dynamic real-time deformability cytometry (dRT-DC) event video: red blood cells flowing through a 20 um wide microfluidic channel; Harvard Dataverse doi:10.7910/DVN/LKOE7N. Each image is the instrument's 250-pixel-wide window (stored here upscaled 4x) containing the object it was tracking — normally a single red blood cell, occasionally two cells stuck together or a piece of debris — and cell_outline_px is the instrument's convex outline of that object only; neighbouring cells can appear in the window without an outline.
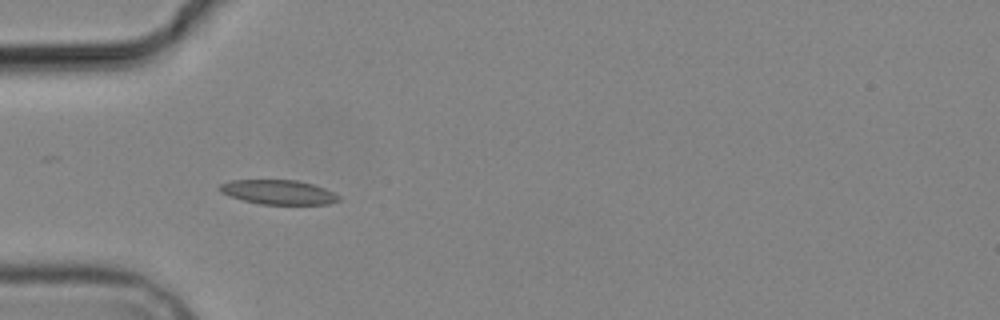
{"species": "common noctule bat (a hibernating species)", "species_latin": "Nyctalus noctula", "temperature_condition": "cold", "stored_images_in_passage": 7, "camera_frame_rate_fps": 3000, "um_per_image_px": 0.085, "animal": {"sex": "male", "body_mass_g": 19.2, "forearm_length_mm": 51.8}, "frame": {"image": 1, "passage_image": 4, "time_ms": 3.333, "image_size_px": [1000, 320], "cell_outline_px": [[340, 200], [328, 204], [260, 204], [244, 200], [220, 192], [216, 188], [220, 184], [232, 180], [296, 180], [312, 184], [324, 188], [340, 196]], "centroid_in_image_um": [23.65, 16.33], "position_along_channel_um": 61.4, "area_um2": 16.82}}
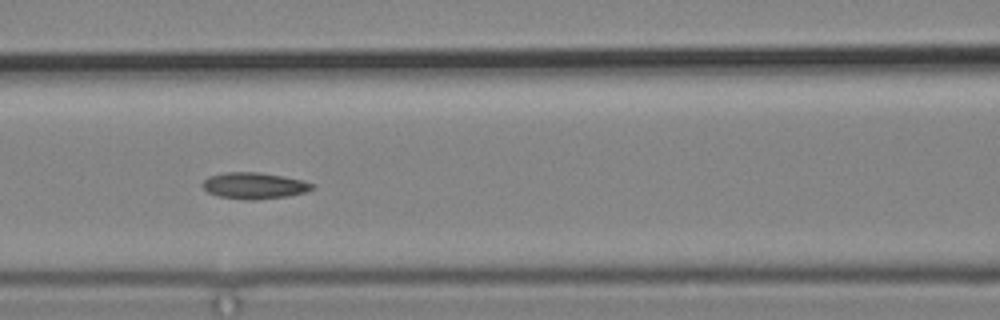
{"frame": {"image": 2, "passage_image": 6, "time_ms": 5.667, "image_size_px": [1000, 320], "cell_outline_px": [[312, 188], [304, 192], [288, 196], [256, 200], [244, 200], [220, 196], [208, 192], [200, 184], [208, 176], [224, 172], [260, 172], [284, 176], [304, 180], [312, 184]], "centroid_in_image_um": [21.57, 15.77], "position_along_channel_um": 145.0, "area_um2": 16.88}}
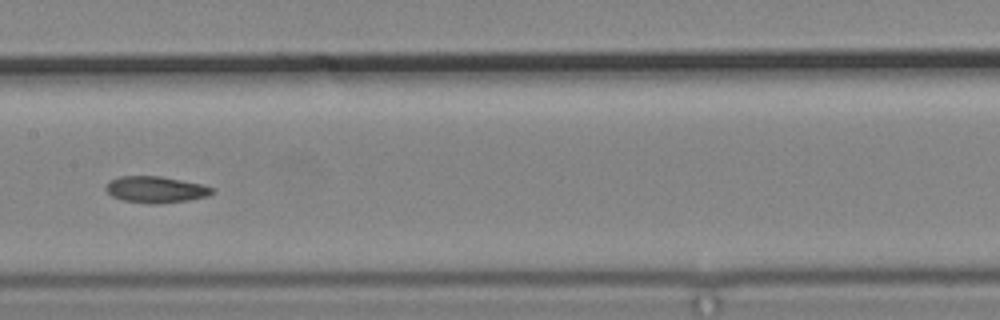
{"frame": {"image": 3, "passage_image": 7, "time_ms": 7.0, "image_size_px": [1000, 320], "cell_outline_px": [[216, 192], [208, 196], [188, 200], [156, 204], [152, 204], [124, 200], [112, 196], [104, 188], [108, 180], [120, 176], [160, 176], [200, 184], [212, 188]], "centroid_in_image_um": [13.21, 16.11], "position_along_channel_um": 194.2, "area_um2": 16.3}}